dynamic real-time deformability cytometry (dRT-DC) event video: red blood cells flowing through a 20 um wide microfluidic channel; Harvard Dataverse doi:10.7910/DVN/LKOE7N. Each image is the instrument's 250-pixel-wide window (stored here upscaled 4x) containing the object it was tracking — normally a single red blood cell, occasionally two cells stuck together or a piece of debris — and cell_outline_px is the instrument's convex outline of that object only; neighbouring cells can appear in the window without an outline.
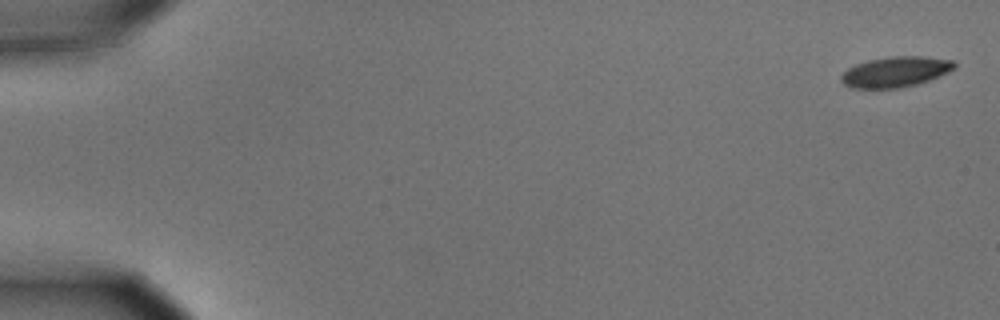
{"species": "common noctule bat (a hibernating species)", "species_latin": "Nyctalus noctula", "temperature_condition": "cold", "stored_images_in_passage": 6, "camera_frame_rate_fps": 3000, "um_per_image_px": 0.085, "animal": {"sex": "male", "body_mass_g": 15.6}, "frame": {"image": 1, "passage_image": 1, "time_ms": 0.0, "image_size_px": [1000, 320], "cell_outline_px": [[956, 68], [928, 80], [916, 84], [900, 88], [852, 88], [844, 84], [840, 80], [840, 76], [848, 68], [856, 64], [868, 60], [892, 56], [924, 56], [952, 60], [956, 64]], "centroid_in_image_um": [76.1, 6.1], "position_along_channel_um": 8.9, "area_um2": 20.0}}
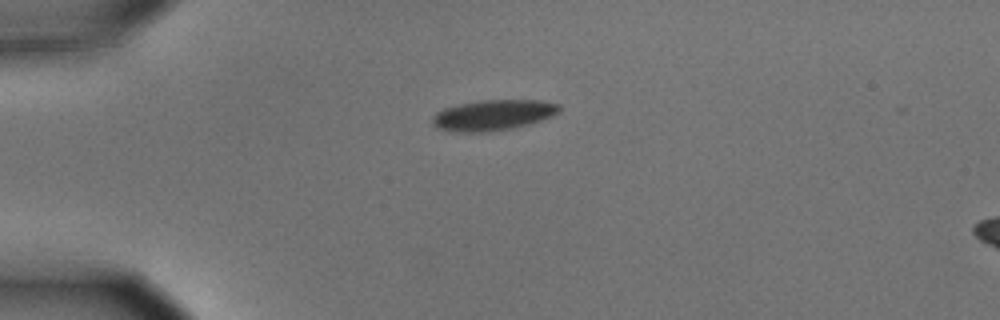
{"frame": {"image": 2, "passage_image": 4, "time_ms": 1.0, "image_size_px": [1000, 320], "cell_outline_px": [[560, 112], [552, 116], [528, 124], [512, 128], [492, 132], [452, 132], [440, 128], [432, 124], [432, 116], [436, 112], [444, 108], [460, 104], [480, 100], [544, 100], [560, 104]], "centroid_in_image_um": [41.92, 9.78], "position_along_channel_um": 43.1, "area_um2": 22.77}}
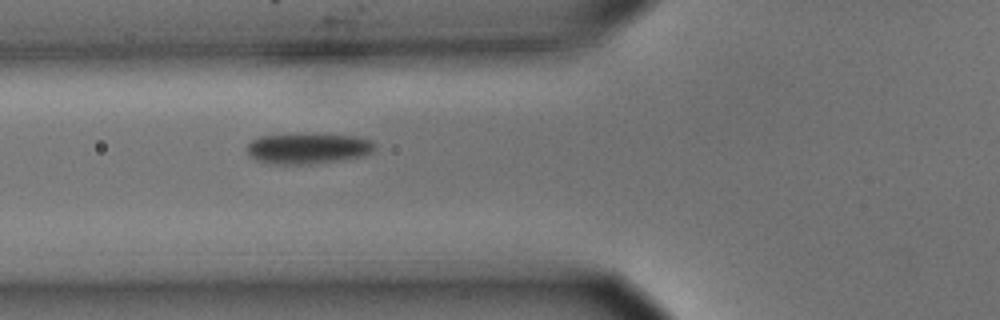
{"frame": {"image": 3, "passage_image": 6, "time_ms": 1.667, "image_size_px": [1000, 320], "cell_outline_px": [[376, 148], [372, 152], [360, 156], [336, 160], [308, 164], [272, 164], [256, 160], [248, 156], [248, 144], [252, 140], [260, 136], [300, 132], [360, 136], [372, 140], [376, 144]], "centroid_in_image_um": [26.17, 12.57], "position_along_channel_um": 99.6, "area_um2": 23.41}}